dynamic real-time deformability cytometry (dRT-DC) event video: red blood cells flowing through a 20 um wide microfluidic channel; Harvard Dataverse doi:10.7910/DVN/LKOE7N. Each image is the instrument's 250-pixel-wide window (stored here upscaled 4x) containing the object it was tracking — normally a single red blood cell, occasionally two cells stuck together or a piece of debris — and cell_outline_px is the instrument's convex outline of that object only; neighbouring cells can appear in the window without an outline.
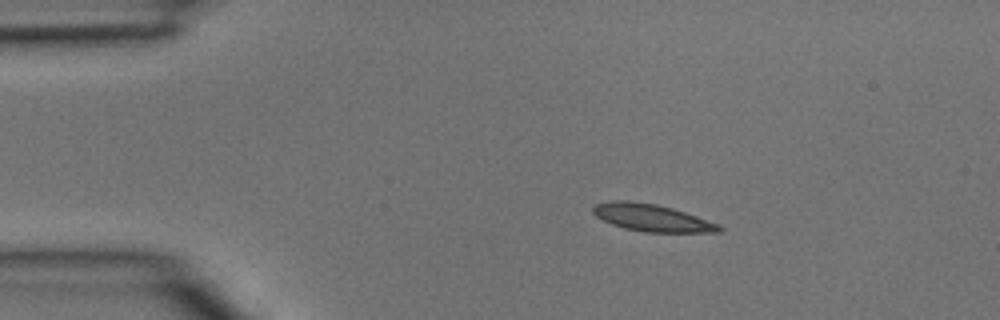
{"species": "common noctule bat (a hibernating species)", "species_latin": "Nyctalus noctula", "temperature_condition": "room temperature", "stored_images_in_passage": 3, "camera_frame_rate_fps": 3000, "um_per_image_px": 0.085, "animal": {"sex": "male", "body_mass_g": 15.6}, "frame": {"image": 1, "passage_image": 2, "time_ms": 0.333, "image_size_px": [1000, 320], "cell_outline_px": [[724, 228], [720, 232], [644, 232], [624, 228], [612, 224], [596, 216], [592, 212], [592, 208], [596, 204], [612, 200], [628, 200], [656, 204], [672, 208], [720, 224]], "centroid_in_image_um": [55.41, 18.51], "position_along_channel_um": 29.6, "area_um2": 19.94}}